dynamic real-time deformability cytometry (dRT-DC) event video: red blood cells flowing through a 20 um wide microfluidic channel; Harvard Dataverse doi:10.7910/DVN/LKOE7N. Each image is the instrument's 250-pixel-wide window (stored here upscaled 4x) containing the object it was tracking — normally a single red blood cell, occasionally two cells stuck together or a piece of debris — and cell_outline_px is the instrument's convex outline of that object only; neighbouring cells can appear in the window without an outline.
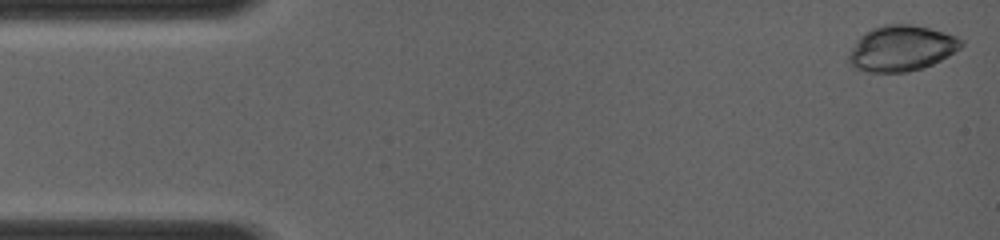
{"species": "common noctule bat (a hibernating species)", "species_latin": "Nyctalus noctula", "temperature_condition": "room temperature", "stored_images_in_passage": 71, "camera_frame_rate_fps": 4000, "um_per_image_px": 0.085, "animal": {"sex": "female", "body_mass_g": 19.0, "forearm_length_mm": 56.7}, "frame": {"image": 1, "passage_image": 1, "time_ms": 0.0, "image_size_px": [1000, 240], "cell_outline_px": [[964, 44], [960, 48], [948, 56], [924, 68], [908, 72], [868, 72], [856, 68], [848, 60], [848, 56], [856, 40], [860, 36], [872, 28], [884, 24], [908, 24], [928, 28], [944, 32], [956, 36], [964, 40]], "centroid_in_image_um": [76.64, 4.11], "position_along_channel_um": 8.4, "area_um2": 29.82}}
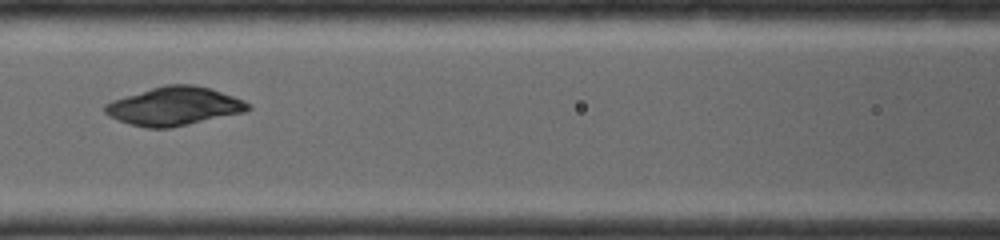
{"frame": {"image": 2, "passage_image": 33, "time_ms": 5.75, "image_size_px": [1000, 240], "cell_outline_px": [[252, 108], [244, 112], [168, 128], [148, 128], [132, 124], [108, 116], [104, 112], [104, 104], [112, 100], [164, 84], [192, 84], [208, 88], [244, 100]], "centroid_in_image_um": [14.78, 9.02], "position_along_channel_um": 151.8, "area_um2": 31.56}}
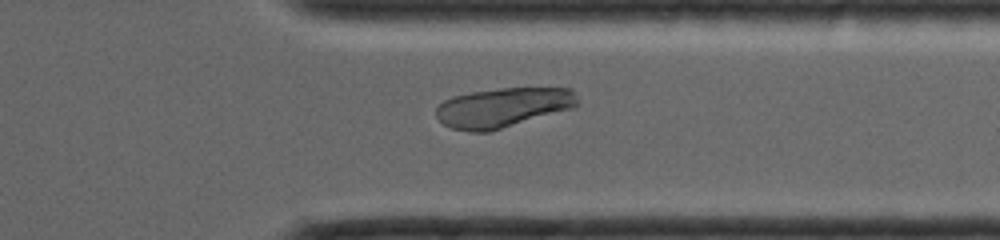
{"frame": {"image": 3, "passage_image": 60, "time_ms": 10.5, "image_size_px": [1000, 240], "cell_outline_px": [[580, 104], [572, 108], [488, 132], [472, 132], [452, 128], [444, 124], [436, 116], [436, 108], [444, 100], [452, 96], [472, 92], [500, 88], [572, 88]], "centroid_in_image_um": [42.75, 9.13], "position_along_channel_um": 368.7, "area_um2": 32.43}}